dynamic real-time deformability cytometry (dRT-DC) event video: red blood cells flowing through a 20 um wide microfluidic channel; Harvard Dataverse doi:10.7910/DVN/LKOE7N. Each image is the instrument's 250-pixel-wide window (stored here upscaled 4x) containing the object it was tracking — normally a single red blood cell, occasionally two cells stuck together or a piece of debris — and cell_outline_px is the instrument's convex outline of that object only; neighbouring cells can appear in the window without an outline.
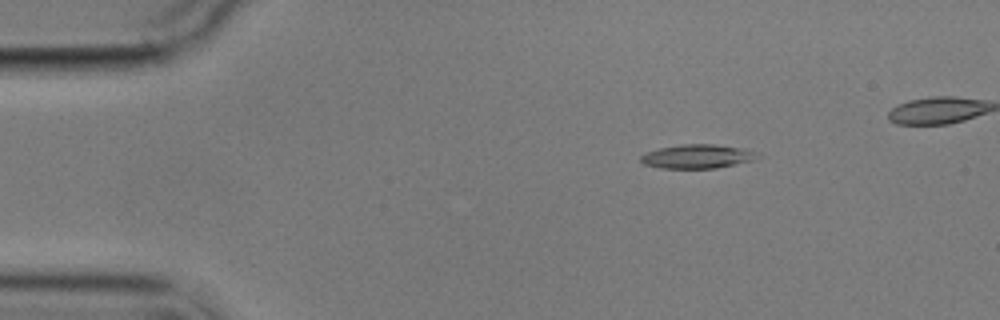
{"species": "common noctule bat (a hibernating species)", "species_latin": "Nyctalus noctula", "temperature_condition": "cold", "stored_images_in_passage": 6, "camera_frame_rate_fps": 3000, "um_per_image_px": 0.085, "animal": {"sex": "male", "body_mass_g": 17.9}, "frame": {"image": 1, "passage_image": 3, "time_ms": 2.333, "image_size_px": [1000, 320], "cell_outline_px": [[764, 156], [752, 160], [736, 164], [716, 168], [660, 168], [644, 164], [640, 160], [640, 156], [644, 152], [660, 148], [680, 144], [716, 144], [748, 148]], "centroid_in_image_um": [59.32, 13.28], "position_along_channel_um": 25.7, "area_um2": 16.59}}